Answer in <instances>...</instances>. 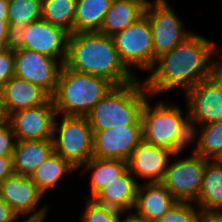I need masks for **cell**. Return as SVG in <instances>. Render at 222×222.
<instances>
[{"mask_svg": "<svg viewBox=\"0 0 222 222\" xmlns=\"http://www.w3.org/2000/svg\"><path fill=\"white\" fill-rule=\"evenodd\" d=\"M216 42L194 32L184 42L156 58L153 68L143 79L154 98L173 89L182 93L210 77L211 59ZM156 95V96H155Z\"/></svg>", "mask_w": 222, "mask_h": 222, "instance_id": "obj_1", "label": "cell"}, {"mask_svg": "<svg viewBox=\"0 0 222 222\" xmlns=\"http://www.w3.org/2000/svg\"><path fill=\"white\" fill-rule=\"evenodd\" d=\"M66 68L105 78L115 86L138 79L122 62L112 36L99 31L69 34Z\"/></svg>", "mask_w": 222, "mask_h": 222, "instance_id": "obj_2", "label": "cell"}, {"mask_svg": "<svg viewBox=\"0 0 222 222\" xmlns=\"http://www.w3.org/2000/svg\"><path fill=\"white\" fill-rule=\"evenodd\" d=\"M152 98L146 100L141 114L143 140L174 153H186L192 145L187 107L184 113L183 108L173 102L159 100L151 105L149 99Z\"/></svg>", "mask_w": 222, "mask_h": 222, "instance_id": "obj_3", "label": "cell"}, {"mask_svg": "<svg viewBox=\"0 0 222 222\" xmlns=\"http://www.w3.org/2000/svg\"><path fill=\"white\" fill-rule=\"evenodd\" d=\"M151 94L143 79L114 86L86 115L93 131L127 125H142L143 106Z\"/></svg>", "mask_w": 222, "mask_h": 222, "instance_id": "obj_4", "label": "cell"}, {"mask_svg": "<svg viewBox=\"0 0 222 222\" xmlns=\"http://www.w3.org/2000/svg\"><path fill=\"white\" fill-rule=\"evenodd\" d=\"M114 86L105 78L76 72L63 65L51 98L57 114L86 116Z\"/></svg>", "mask_w": 222, "mask_h": 222, "instance_id": "obj_5", "label": "cell"}, {"mask_svg": "<svg viewBox=\"0 0 222 222\" xmlns=\"http://www.w3.org/2000/svg\"><path fill=\"white\" fill-rule=\"evenodd\" d=\"M52 140L54 152L77 170L93 157V130L86 116L57 114Z\"/></svg>", "mask_w": 222, "mask_h": 222, "instance_id": "obj_6", "label": "cell"}, {"mask_svg": "<svg viewBox=\"0 0 222 222\" xmlns=\"http://www.w3.org/2000/svg\"><path fill=\"white\" fill-rule=\"evenodd\" d=\"M122 62L136 76L134 70L149 72L155 62L152 31L144 15L135 23L112 36Z\"/></svg>", "mask_w": 222, "mask_h": 222, "instance_id": "obj_7", "label": "cell"}, {"mask_svg": "<svg viewBox=\"0 0 222 222\" xmlns=\"http://www.w3.org/2000/svg\"><path fill=\"white\" fill-rule=\"evenodd\" d=\"M144 15L150 22L155 58L169 52L194 33L186 29V23L168 0H149Z\"/></svg>", "mask_w": 222, "mask_h": 222, "instance_id": "obj_8", "label": "cell"}, {"mask_svg": "<svg viewBox=\"0 0 222 222\" xmlns=\"http://www.w3.org/2000/svg\"><path fill=\"white\" fill-rule=\"evenodd\" d=\"M188 157L175 153L161 183L177 201L196 202L202 186L207 159L190 150ZM181 154V155H180ZM172 161V162H171Z\"/></svg>", "mask_w": 222, "mask_h": 222, "instance_id": "obj_9", "label": "cell"}, {"mask_svg": "<svg viewBox=\"0 0 222 222\" xmlns=\"http://www.w3.org/2000/svg\"><path fill=\"white\" fill-rule=\"evenodd\" d=\"M45 194L31 180L30 176L12 175L0 184V197L20 218L46 221L48 204L38 205Z\"/></svg>", "mask_w": 222, "mask_h": 222, "instance_id": "obj_10", "label": "cell"}, {"mask_svg": "<svg viewBox=\"0 0 222 222\" xmlns=\"http://www.w3.org/2000/svg\"><path fill=\"white\" fill-rule=\"evenodd\" d=\"M14 76L30 81L52 96L57 87L61 61L46 54L18 49L14 51Z\"/></svg>", "mask_w": 222, "mask_h": 222, "instance_id": "obj_11", "label": "cell"}, {"mask_svg": "<svg viewBox=\"0 0 222 222\" xmlns=\"http://www.w3.org/2000/svg\"><path fill=\"white\" fill-rule=\"evenodd\" d=\"M191 129L222 120V88L206 78L183 93Z\"/></svg>", "mask_w": 222, "mask_h": 222, "instance_id": "obj_12", "label": "cell"}, {"mask_svg": "<svg viewBox=\"0 0 222 222\" xmlns=\"http://www.w3.org/2000/svg\"><path fill=\"white\" fill-rule=\"evenodd\" d=\"M57 116L52 98L45 104L19 110L8 116L16 140L52 139Z\"/></svg>", "mask_w": 222, "mask_h": 222, "instance_id": "obj_13", "label": "cell"}, {"mask_svg": "<svg viewBox=\"0 0 222 222\" xmlns=\"http://www.w3.org/2000/svg\"><path fill=\"white\" fill-rule=\"evenodd\" d=\"M142 140V125L93 131V157L127 161Z\"/></svg>", "mask_w": 222, "mask_h": 222, "instance_id": "obj_14", "label": "cell"}, {"mask_svg": "<svg viewBox=\"0 0 222 222\" xmlns=\"http://www.w3.org/2000/svg\"><path fill=\"white\" fill-rule=\"evenodd\" d=\"M174 154L166 148L142 140L127 160V168L138 181L161 183Z\"/></svg>", "mask_w": 222, "mask_h": 222, "instance_id": "obj_15", "label": "cell"}, {"mask_svg": "<svg viewBox=\"0 0 222 222\" xmlns=\"http://www.w3.org/2000/svg\"><path fill=\"white\" fill-rule=\"evenodd\" d=\"M69 33L44 19L27 25L24 34V49L46 54L63 64L67 55Z\"/></svg>", "mask_w": 222, "mask_h": 222, "instance_id": "obj_16", "label": "cell"}, {"mask_svg": "<svg viewBox=\"0 0 222 222\" xmlns=\"http://www.w3.org/2000/svg\"><path fill=\"white\" fill-rule=\"evenodd\" d=\"M0 93L6 115L45 104L51 96L40 86L13 76Z\"/></svg>", "mask_w": 222, "mask_h": 222, "instance_id": "obj_17", "label": "cell"}, {"mask_svg": "<svg viewBox=\"0 0 222 222\" xmlns=\"http://www.w3.org/2000/svg\"><path fill=\"white\" fill-rule=\"evenodd\" d=\"M176 202V198L162 183L142 182L137 190L133 211L143 216L149 222H156Z\"/></svg>", "mask_w": 222, "mask_h": 222, "instance_id": "obj_18", "label": "cell"}, {"mask_svg": "<svg viewBox=\"0 0 222 222\" xmlns=\"http://www.w3.org/2000/svg\"><path fill=\"white\" fill-rule=\"evenodd\" d=\"M140 184L141 182H138L127 168L119 177L102 188L93 199L121 211L133 210Z\"/></svg>", "mask_w": 222, "mask_h": 222, "instance_id": "obj_19", "label": "cell"}, {"mask_svg": "<svg viewBox=\"0 0 222 222\" xmlns=\"http://www.w3.org/2000/svg\"><path fill=\"white\" fill-rule=\"evenodd\" d=\"M54 152L53 140H16L13 151L15 175L30 176Z\"/></svg>", "mask_w": 222, "mask_h": 222, "instance_id": "obj_20", "label": "cell"}, {"mask_svg": "<svg viewBox=\"0 0 222 222\" xmlns=\"http://www.w3.org/2000/svg\"><path fill=\"white\" fill-rule=\"evenodd\" d=\"M149 0H113L99 32L113 36L144 16Z\"/></svg>", "mask_w": 222, "mask_h": 222, "instance_id": "obj_21", "label": "cell"}, {"mask_svg": "<svg viewBox=\"0 0 222 222\" xmlns=\"http://www.w3.org/2000/svg\"><path fill=\"white\" fill-rule=\"evenodd\" d=\"M195 204L201 211H222V162L209 160Z\"/></svg>", "mask_w": 222, "mask_h": 222, "instance_id": "obj_22", "label": "cell"}, {"mask_svg": "<svg viewBox=\"0 0 222 222\" xmlns=\"http://www.w3.org/2000/svg\"><path fill=\"white\" fill-rule=\"evenodd\" d=\"M82 169V170H81ZM127 169V161L121 159H104L92 157L78 170L82 174L91 173L90 177V193L93 198L108 183L115 180Z\"/></svg>", "mask_w": 222, "mask_h": 222, "instance_id": "obj_23", "label": "cell"}, {"mask_svg": "<svg viewBox=\"0 0 222 222\" xmlns=\"http://www.w3.org/2000/svg\"><path fill=\"white\" fill-rule=\"evenodd\" d=\"M78 170L56 152L50 154L30 175L31 180L45 194L57 186L63 177L73 175Z\"/></svg>", "mask_w": 222, "mask_h": 222, "instance_id": "obj_24", "label": "cell"}, {"mask_svg": "<svg viewBox=\"0 0 222 222\" xmlns=\"http://www.w3.org/2000/svg\"><path fill=\"white\" fill-rule=\"evenodd\" d=\"M193 152L209 160L222 157V120L192 129Z\"/></svg>", "mask_w": 222, "mask_h": 222, "instance_id": "obj_25", "label": "cell"}, {"mask_svg": "<svg viewBox=\"0 0 222 222\" xmlns=\"http://www.w3.org/2000/svg\"><path fill=\"white\" fill-rule=\"evenodd\" d=\"M113 0H77L74 32L100 31Z\"/></svg>", "mask_w": 222, "mask_h": 222, "instance_id": "obj_26", "label": "cell"}, {"mask_svg": "<svg viewBox=\"0 0 222 222\" xmlns=\"http://www.w3.org/2000/svg\"><path fill=\"white\" fill-rule=\"evenodd\" d=\"M77 0H42V19L74 33Z\"/></svg>", "mask_w": 222, "mask_h": 222, "instance_id": "obj_27", "label": "cell"}, {"mask_svg": "<svg viewBox=\"0 0 222 222\" xmlns=\"http://www.w3.org/2000/svg\"><path fill=\"white\" fill-rule=\"evenodd\" d=\"M42 18V0H9V23L28 25Z\"/></svg>", "mask_w": 222, "mask_h": 222, "instance_id": "obj_28", "label": "cell"}, {"mask_svg": "<svg viewBox=\"0 0 222 222\" xmlns=\"http://www.w3.org/2000/svg\"><path fill=\"white\" fill-rule=\"evenodd\" d=\"M79 222H119L121 210L96 202L93 198L85 200Z\"/></svg>", "mask_w": 222, "mask_h": 222, "instance_id": "obj_29", "label": "cell"}, {"mask_svg": "<svg viewBox=\"0 0 222 222\" xmlns=\"http://www.w3.org/2000/svg\"><path fill=\"white\" fill-rule=\"evenodd\" d=\"M200 211L194 202L177 201L156 222H196Z\"/></svg>", "mask_w": 222, "mask_h": 222, "instance_id": "obj_30", "label": "cell"}, {"mask_svg": "<svg viewBox=\"0 0 222 222\" xmlns=\"http://www.w3.org/2000/svg\"><path fill=\"white\" fill-rule=\"evenodd\" d=\"M14 51L0 49V89L14 76Z\"/></svg>", "mask_w": 222, "mask_h": 222, "instance_id": "obj_31", "label": "cell"}, {"mask_svg": "<svg viewBox=\"0 0 222 222\" xmlns=\"http://www.w3.org/2000/svg\"><path fill=\"white\" fill-rule=\"evenodd\" d=\"M15 143L16 138L10 122L0 125V157L12 156Z\"/></svg>", "mask_w": 222, "mask_h": 222, "instance_id": "obj_32", "label": "cell"}, {"mask_svg": "<svg viewBox=\"0 0 222 222\" xmlns=\"http://www.w3.org/2000/svg\"><path fill=\"white\" fill-rule=\"evenodd\" d=\"M27 25L21 23H9L6 48L13 51L24 46V34Z\"/></svg>", "mask_w": 222, "mask_h": 222, "instance_id": "obj_33", "label": "cell"}, {"mask_svg": "<svg viewBox=\"0 0 222 222\" xmlns=\"http://www.w3.org/2000/svg\"><path fill=\"white\" fill-rule=\"evenodd\" d=\"M219 46L220 45L218 44V46L215 48L213 55H212L209 78L212 79L216 84H218L222 88V49L219 50V48H220ZM216 54L218 56H221V58L216 59V57H214V56H216Z\"/></svg>", "mask_w": 222, "mask_h": 222, "instance_id": "obj_34", "label": "cell"}, {"mask_svg": "<svg viewBox=\"0 0 222 222\" xmlns=\"http://www.w3.org/2000/svg\"><path fill=\"white\" fill-rule=\"evenodd\" d=\"M12 175H14L12 156L0 157V184Z\"/></svg>", "mask_w": 222, "mask_h": 222, "instance_id": "obj_35", "label": "cell"}, {"mask_svg": "<svg viewBox=\"0 0 222 222\" xmlns=\"http://www.w3.org/2000/svg\"><path fill=\"white\" fill-rule=\"evenodd\" d=\"M20 219L13 209L0 197V222H18Z\"/></svg>", "mask_w": 222, "mask_h": 222, "instance_id": "obj_36", "label": "cell"}, {"mask_svg": "<svg viewBox=\"0 0 222 222\" xmlns=\"http://www.w3.org/2000/svg\"><path fill=\"white\" fill-rule=\"evenodd\" d=\"M196 222H222V211H200Z\"/></svg>", "mask_w": 222, "mask_h": 222, "instance_id": "obj_37", "label": "cell"}, {"mask_svg": "<svg viewBox=\"0 0 222 222\" xmlns=\"http://www.w3.org/2000/svg\"><path fill=\"white\" fill-rule=\"evenodd\" d=\"M126 214V217L123 216ZM123 217V219H122ZM119 222H149L143 216L137 214L133 210L121 211V218Z\"/></svg>", "mask_w": 222, "mask_h": 222, "instance_id": "obj_38", "label": "cell"}, {"mask_svg": "<svg viewBox=\"0 0 222 222\" xmlns=\"http://www.w3.org/2000/svg\"><path fill=\"white\" fill-rule=\"evenodd\" d=\"M8 27H9L8 19H3L0 21V49L6 48Z\"/></svg>", "mask_w": 222, "mask_h": 222, "instance_id": "obj_39", "label": "cell"}, {"mask_svg": "<svg viewBox=\"0 0 222 222\" xmlns=\"http://www.w3.org/2000/svg\"><path fill=\"white\" fill-rule=\"evenodd\" d=\"M8 4L9 0H0V21L8 19Z\"/></svg>", "mask_w": 222, "mask_h": 222, "instance_id": "obj_40", "label": "cell"}, {"mask_svg": "<svg viewBox=\"0 0 222 222\" xmlns=\"http://www.w3.org/2000/svg\"><path fill=\"white\" fill-rule=\"evenodd\" d=\"M8 121V116L6 115V112L4 110V105L2 101V96L0 93V125Z\"/></svg>", "mask_w": 222, "mask_h": 222, "instance_id": "obj_41", "label": "cell"}, {"mask_svg": "<svg viewBox=\"0 0 222 222\" xmlns=\"http://www.w3.org/2000/svg\"><path fill=\"white\" fill-rule=\"evenodd\" d=\"M18 222H42V221H39V220H36V219H23L22 218Z\"/></svg>", "mask_w": 222, "mask_h": 222, "instance_id": "obj_42", "label": "cell"}]
</instances>
